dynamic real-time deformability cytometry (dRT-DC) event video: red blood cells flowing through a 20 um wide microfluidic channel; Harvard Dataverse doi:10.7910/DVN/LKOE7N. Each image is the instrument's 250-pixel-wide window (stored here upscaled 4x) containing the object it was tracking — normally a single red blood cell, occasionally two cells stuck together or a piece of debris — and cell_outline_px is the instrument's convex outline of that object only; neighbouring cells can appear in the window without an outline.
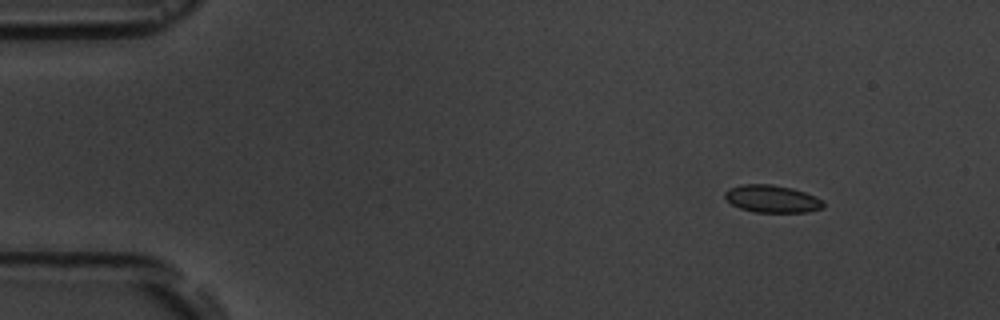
{"species": "common noctule bat (a hibernating species)", "species_latin": "Nyctalus noctula", "temperature_condition": "room temperature", "stored_images_in_passage": 4, "camera_frame_rate_fps": 3000, "um_per_image_px": 0.085, "animal": {"sex": "male", "body_mass_g": 19.5, "forearm_length_mm": 54.6}, "frame": {"image": 1, "passage_image": 1, "time_ms": 0.0, "image_size_px": [1000, 320], "cell_outline_px": [[824, 208], [808, 212], [756, 212], [740, 208], [732, 204], [724, 196], [724, 192], [728, 188], [740, 184], [772, 184], [792, 188], [816, 196], [824, 200]], "centroid_in_image_um": [65.64, 16.89], "position_along_channel_um": 19.4, "area_um2": 15.9}}
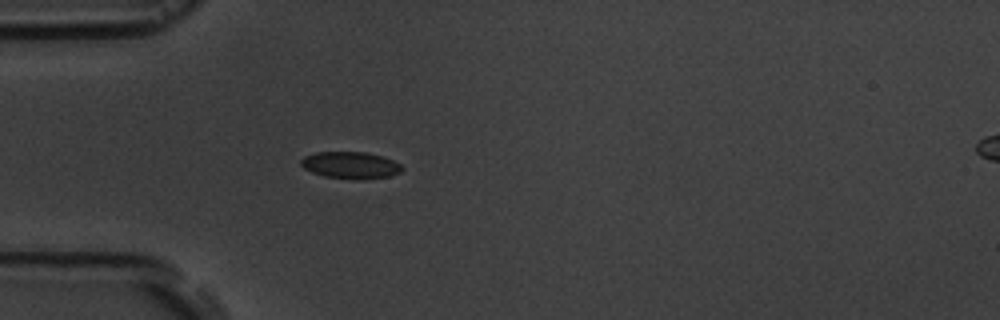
{"frame": {"image": 2, "passage_image": 4, "time_ms": 3.333, "image_size_px": [1000, 320], "cell_outline_px": [[404, 168], [400, 172], [388, 176], [324, 176], [312, 172], [304, 168], [300, 164], [300, 160], [304, 156], [316, 152], [368, 152], [384, 156], [400, 164]], "centroid_in_image_um": [29.76, 13.97], "position_along_channel_um": 55.2, "area_um2": 14.97}}